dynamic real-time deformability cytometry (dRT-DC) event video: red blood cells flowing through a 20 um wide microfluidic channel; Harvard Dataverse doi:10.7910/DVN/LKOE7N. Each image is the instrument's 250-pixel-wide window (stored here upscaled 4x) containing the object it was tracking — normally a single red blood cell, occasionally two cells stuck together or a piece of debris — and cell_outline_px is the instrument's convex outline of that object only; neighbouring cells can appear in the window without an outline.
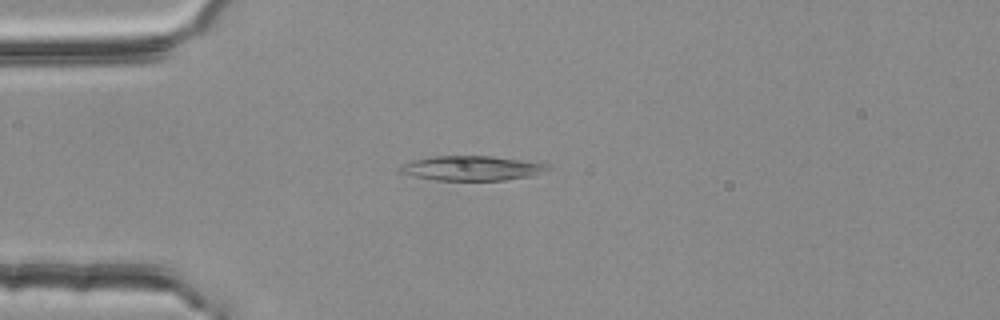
{"species": "common noctule bat (a hibernating species)", "species_latin": "Nyctalus noctula", "temperature_condition": "room temperature", "stored_images_in_passage": 35, "camera_frame_rate_fps": 3000, "um_per_image_px": 0.085, "animal": {"sex": "female", "body_mass_g": 25.1}, "frame": {"image": 1, "passage_image": 1, "time_ms": 0.0, "image_size_px": [1000, 320], "cell_outline_px": [[552, 168], [532, 176], [504, 180], [436, 180], [416, 176], [400, 172], [396, 168], [412, 160], [436, 156], [492, 156], [552, 164]], "centroid_in_image_um": [40.16, 14.29], "position_along_channel_um": 44.8, "area_um2": 21.21}}
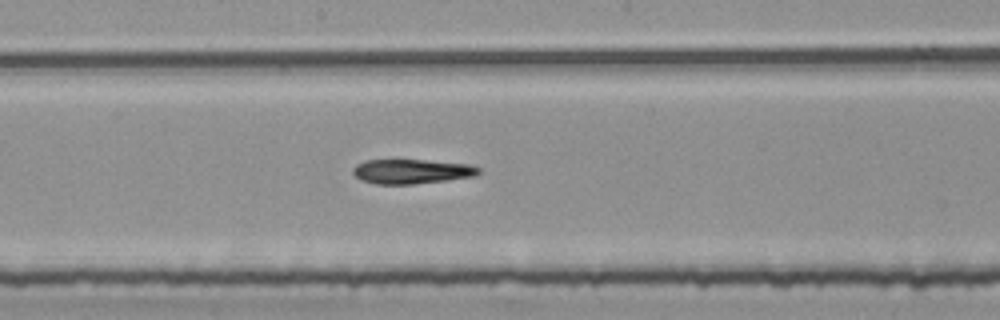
{"frame": {"image": 2, "passage_image": 16, "time_ms": 5.0, "image_size_px": [1000, 320], "cell_outline_px": [[480, 172], [476, 176], [412, 184], [376, 184], [360, 180], [352, 172], [352, 168], [356, 164], [364, 160], [424, 160], [468, 164], [480, 168]], "centroid_in_image_um": [34.95, 14.57], "position_along_channel_um": 213.3, "area_um2": 17.92}}
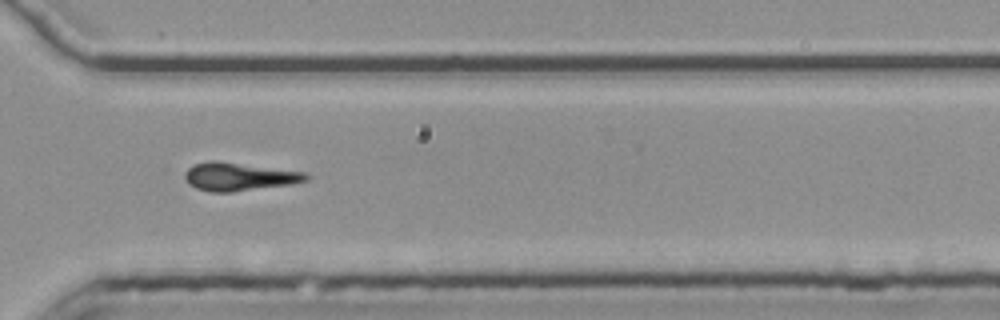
{"frame": {"image": 3, "passage_image": 27, "time_ms": 8.667, "image_size_px": [1000, 320], "cell_outline_px": [[312, 176], [308, 180], [292, 184], [232, 192], [208, 192], [196, 188], [188, 184], [184, 176], [184, 172], [192, 164], [212, 160], [308, 172]], "centroid_in_image_um": [20.33, 15.02], "position_along_channel_um": 350.3, "area_um2": 20.11}, "authors_computed_cell_mechanics": {"area_um2": 19.074, "velocity_mm_per_s": 3.7534, "shape_relaxation_time_tau1_ms": 2.3628, "shape_relaxation_time_tau2_ms": null, "deformation_change_tau1": 0.1205, "deformation_change_tau2": null}}